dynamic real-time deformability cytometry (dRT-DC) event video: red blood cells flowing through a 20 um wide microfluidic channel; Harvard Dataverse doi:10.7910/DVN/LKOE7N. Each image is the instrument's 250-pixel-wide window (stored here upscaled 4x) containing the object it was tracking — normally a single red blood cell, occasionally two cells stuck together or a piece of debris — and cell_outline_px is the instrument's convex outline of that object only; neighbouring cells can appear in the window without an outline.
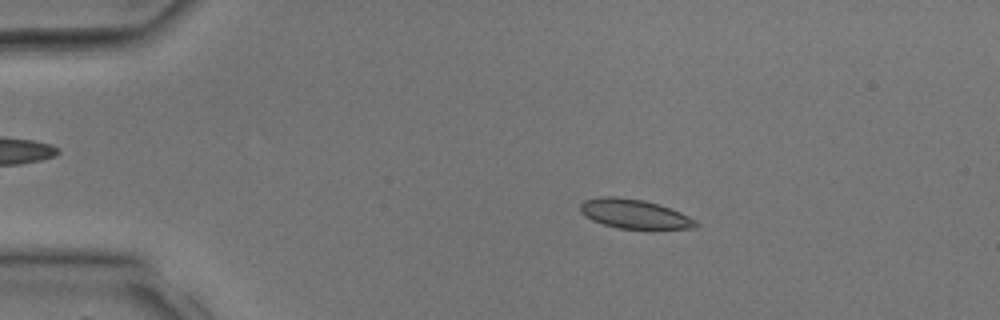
{"species": "common noctule bat (a hibernating species)", "species_latin": "Nyctalus noctula", "temperature_condition": "room temperature", "stored_images_in_passage": 33, "camera_frame_rate_fps": 3000, "um_per_image_px": 0.085, "animal": {"sex": "male", "body_mass_g": 17.9, "forearm_length_mm": 54.2}, "frame": {"image": 1, "passage_image": 6, "time_ms": 1.667, "image_size_px": [1000, 320], "cell_outline_px": [[700, 224], [696, 228], [616, 228], [592, 220], [584, 216], [580, 212], [580, 204], [584, 200], [604, 196], [616, 196], [644, 200], [680, 212], [696, 220]], "centroid_in_image_um": [53.89, 18.17], "position_along_channel_um": 31.1, "area_um2": 19.48}}
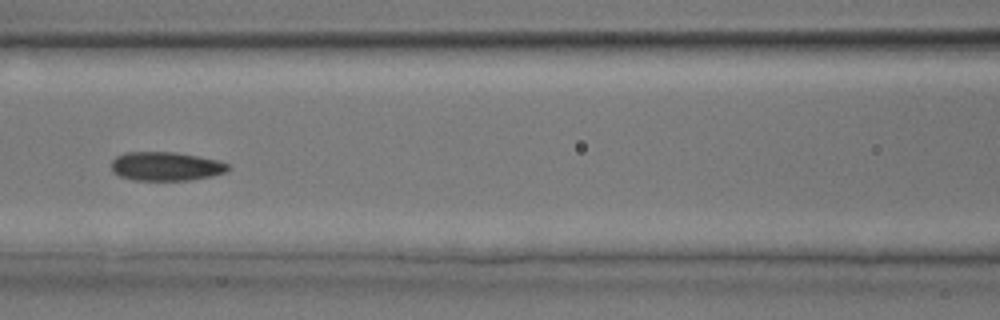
{"frame": {"image": 2, "passage_image": 15, "time_ms": 4.667, "image_size_px": [1000, 320], "cell_outline_px": [[232, 168], [224, 172], [212, 176], [188, 180], [132, 180], [120, 176], [112, 172], [112, 160], [116, 156], [124, 152], [176, 152], [220, 160], [228, 164]], "centroid_in_image_um": [14.1, 14.13], "position_along_channel_um": 152.5, "area_um2": 19.77}}
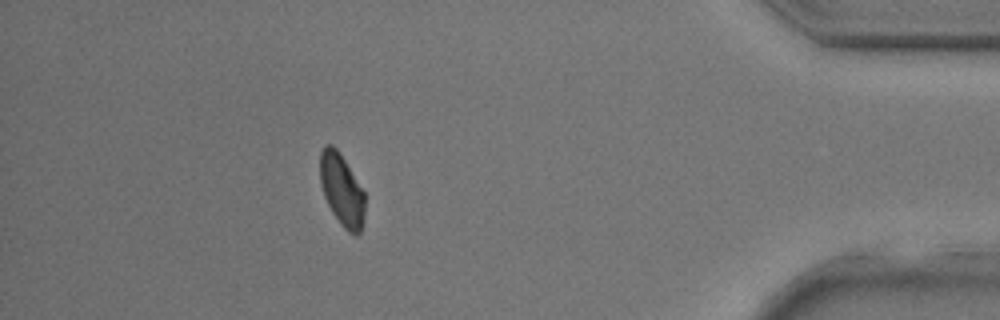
{"frame": {"image": 3, "passage_image": 30, "time_ms": 9.667, "image_size_px": [1000, 320], "cell_outline_px": [[364, 220], [360, 232], [356, 236], [348, 232], [340, 224], [332, 212], [324, 196], [320, 184], [320, 152], [324, 144], [332, 144], [336, 148], [344, 160], [364, 192]], "centroid_in_image_um": [29.03, 16.16], "position_along_channel_um": 406.2, "area_um2": 18.73}}